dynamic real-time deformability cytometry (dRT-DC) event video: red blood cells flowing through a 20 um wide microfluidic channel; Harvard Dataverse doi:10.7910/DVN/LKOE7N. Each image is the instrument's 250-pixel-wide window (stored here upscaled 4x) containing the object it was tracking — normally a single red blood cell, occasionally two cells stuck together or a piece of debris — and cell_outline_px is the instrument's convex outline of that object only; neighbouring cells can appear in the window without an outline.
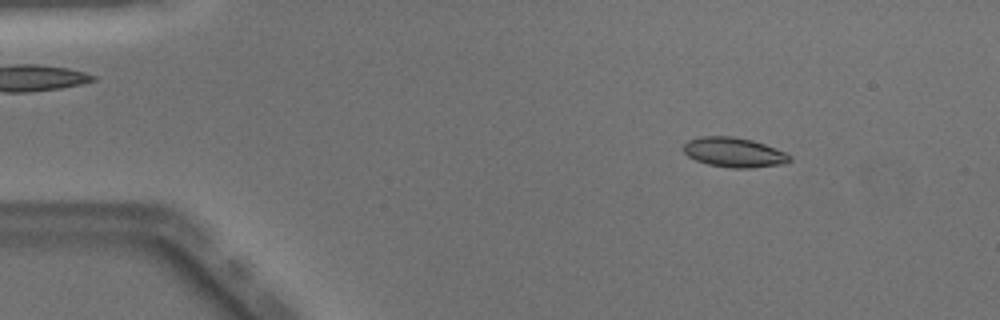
{"species": "Egyptian fruit bat (a non-hibernating species)", "species_latin": "Rousettus aegyptiacus", "temperature_condition": "warm", "stored_images_in_passage": 46, "camera_frame_rate_fps": 3000, "um_per_image_px": 0.085, "animal": {"sex": "male"}, "frame": {"image": 1, "passage_image": 3, "time_ms": 0.667, "image_size_px": [1000, 320], "cell_outline_px": [[792, 160], [784, 164], [752, 168], [732, 168], [708, 164], [696, 160], [688, 156], [684, 152], [684, 144], [688, 140], [700, 136], [732, 136], [752, 140], [776, 148], [792, 156]], "centroid_in_image_um": [62.41, 12.95], "position_along_channel_um": 22.6, "area_um2": 18.44}}
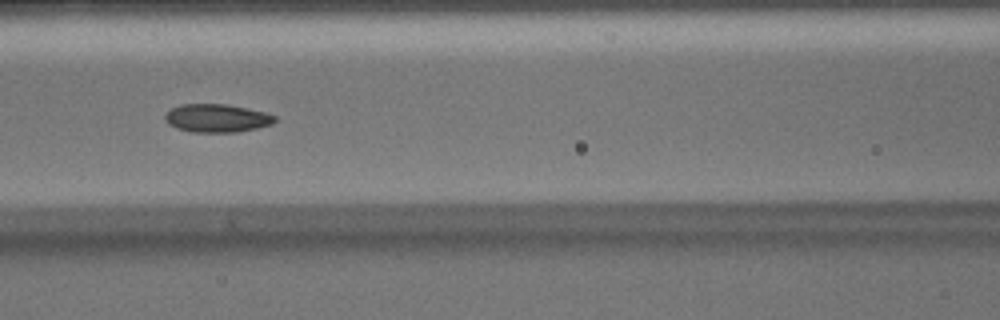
{"frame": {"image": 2, "passage_image": 18, "time_ms": 5.667, "image_size_px": [1000, 320], "cell_outline_px": [[276, 120], [272, 124], [256, 128], [236, 132], [192, 132], [176, 128], [168, 124], [164, 120], [164, 116], [172, 108], [180, 104], [228, 104], [268, 112], [276, 116]], "centroid_in_image_um": [18.45, 10.04], "position_along_channel_um": 148.2, "area_um2": 18.21}}
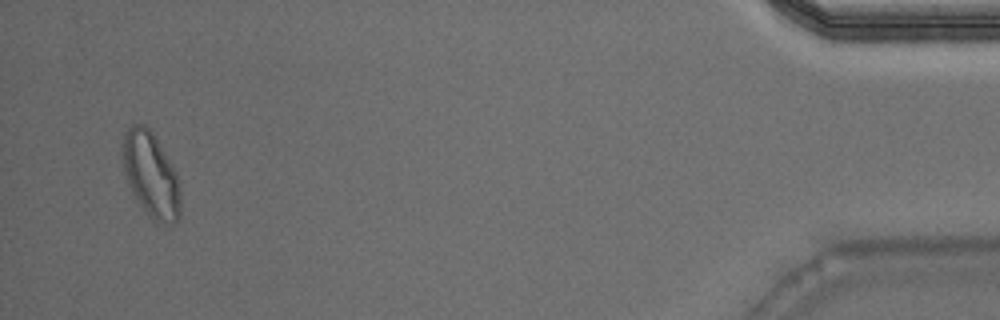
{"frame": {"image": 3, "passage_image": 44, "time_ms": 14.333, "image_size_px": [1000, 320], "cell_outline_px": [[180, 220], [176, 224], [172, 224], [152, 220], [148, 216], [132, 192], [124, 172], [120, 152], [120, 144], [124, 132], [132, 124], [144, 124], [152, 132], [176, 172], [180, 192]], "centroid_in_image_um": [12.79, 14.85], "position_along_channel_um": 422.4, "area_um2": 28.9}, "authors_computed_cell_mechanics": {"area_um2": 18.2359, "velocity_mm_per_s": 4.0732, "shape_relaxation_time_tau1_ms": 4.3844, "shape_relaxation_time_tau2_ms": 1.8072, "deformation_change_tau1": 0.1463, "deformation_change_tau2": 0.077}}